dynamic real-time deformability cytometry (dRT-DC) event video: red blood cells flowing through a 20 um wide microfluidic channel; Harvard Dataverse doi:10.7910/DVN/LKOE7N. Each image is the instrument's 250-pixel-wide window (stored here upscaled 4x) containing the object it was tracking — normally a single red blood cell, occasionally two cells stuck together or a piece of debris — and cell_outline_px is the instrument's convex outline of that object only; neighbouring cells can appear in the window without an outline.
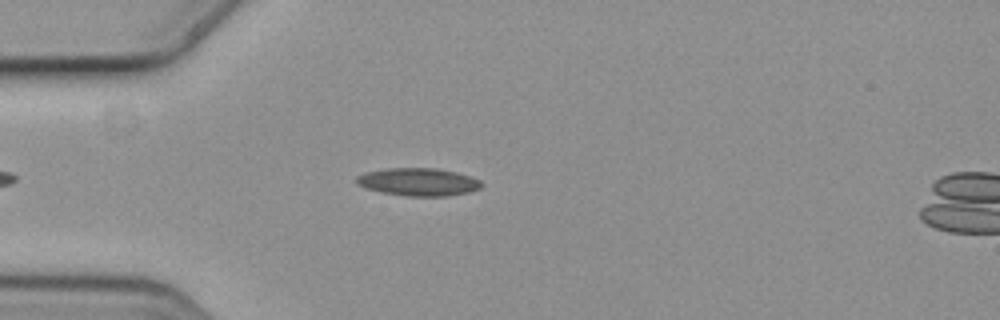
{"species": "common noctule bat (a hibernating species)", "species_latin": "Nyctalus noctula", "temperature_condition": "cold", "stored_images_in_passage": 4, "camera_frame_rate_fps": 3000, "um_per_image_px": 0.085, "animal": {"sex": "female", "body_mass_g": 19.3, "forearm_length_mm": 54.1}, "frame": {"image": 1, "passage_image": 3, "time_ms": 0.667, "image_size_px": [1000, 320], "cell_outline_px": [[484, 184], [480, 188], [468, 192], [448, 196], [404, 196], [380, 192], [364, 188], [356, 184], [356, 176], [364, 172], [388, 168], [436, 168], [456, 172], [472, 176], [480, 180]], "centroid_in_image_um": [35.54, 15.46], "position_along_channel_um": 49.5, "area_um2": 20.52}}